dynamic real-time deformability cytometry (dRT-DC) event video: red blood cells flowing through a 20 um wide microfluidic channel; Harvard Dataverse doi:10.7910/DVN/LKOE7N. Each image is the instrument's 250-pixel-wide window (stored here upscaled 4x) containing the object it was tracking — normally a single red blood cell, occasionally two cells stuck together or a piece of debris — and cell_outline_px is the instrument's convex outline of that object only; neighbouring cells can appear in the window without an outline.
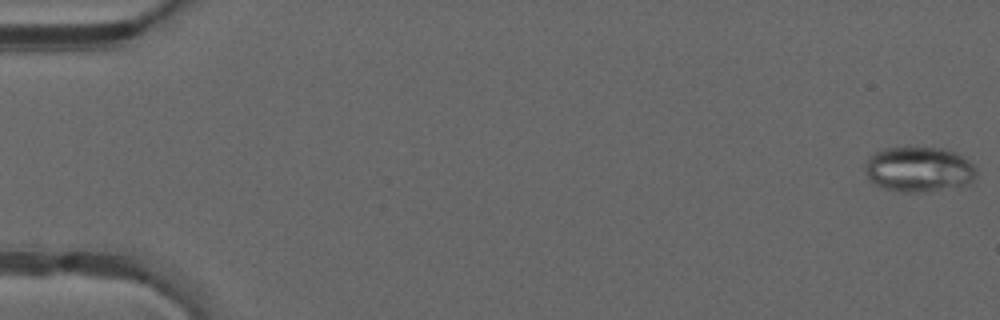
{"species": "common noctule bat (a hibernating species)", "species_latin": "Nyctalus noctula", "temperature_condition": "warm", "stored_images_in_passage": 10, "camera_frame_rate_fps": 3000, "um_per_image_px": 0.085, "animal": {"sex": "male", "forearm_length_mm": 52.5}, "frame": {"image": 1, "passage_image": 1, "time_ms": 0.0, "image_size_px": [1000, 320], "cell_outline_px": [[976, 176], [968, 184], [924, 192], [904, 192], [884, 188], [868, 180], [864, 172], [864, 164], [868, 156], [884, 148], [908, 144], [944, 148], [956, 152], [968, 160], [976, 168]], "centroid_in_image_um": [78.05, 14.33], "position_along_channel_um": 7.0, "area_um2": 30.23}}